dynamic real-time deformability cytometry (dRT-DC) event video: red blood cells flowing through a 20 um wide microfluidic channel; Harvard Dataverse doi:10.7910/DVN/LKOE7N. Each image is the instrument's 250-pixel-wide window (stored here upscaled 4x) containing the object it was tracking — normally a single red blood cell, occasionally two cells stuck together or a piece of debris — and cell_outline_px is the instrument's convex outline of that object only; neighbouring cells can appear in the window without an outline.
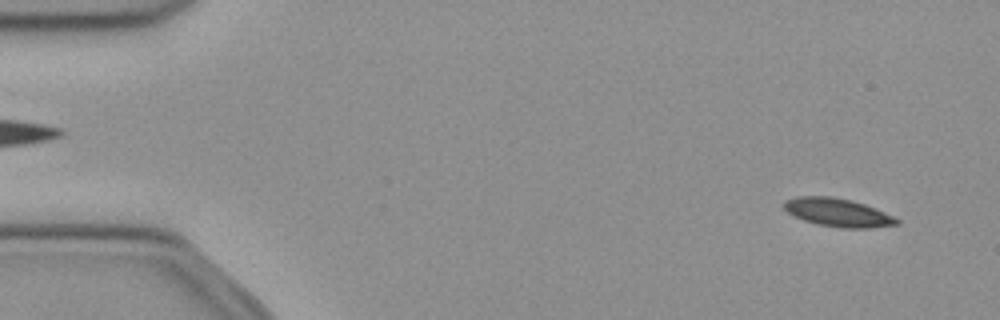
{"species": "common noctule bat (a hibernating species)", "species_latin": "Nyctalus noctula", "temperature_condition": "cold", "stored_images_in_passage": 52, "camera_frame_rate_fps": 3000, "um_per_image_px": 0.085, "animal": {"sex": "female", "body_mass_g": 21.9}, "frame": {"image": 1, "passage_image": 3, "time_ms": 0.667, "image_size_px": [1000, 320], "cell_outline_px": [[900, 224], [872, 228], [840, 228], [820, 224], [804, 220], [788, 212], [784, 208], [784, 200], [796, 196], [832, 196], [864, 204], [884, 212], [900, 220]], "centroid_in_image_um": [71.22, 18.06], "position_along_channel_um": 13.8, "area_um2": 18.38}}
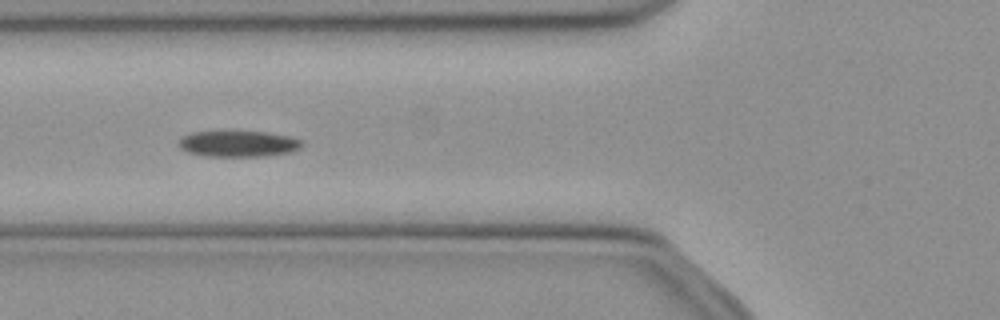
{"frame": {"image": 2, "passage_image": 19, "time_ms": 6.0, "image_size_px": [1000, 320], "cell_outline_px": [[304, 144], [300, 148], [292, 152], [264, 156], [204, 156], [188, 152], [180, 148], [176, 144], [176, 140], [180, 136], [192, 132], [268, 132], [292, 136], [304, 140]], "centroid_in_image_um": [20.26, 12.22], "position_along_channel_um": 105.5, "area_um2": 19.07}}
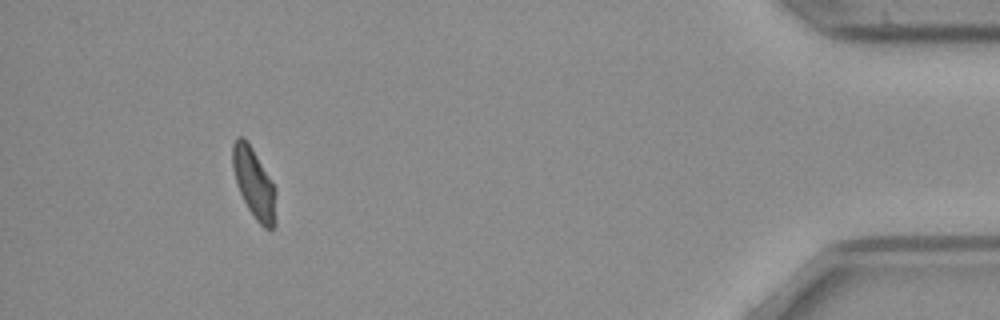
{"frame": {"image": 3, "passage_image": 48, "time_ms": 15.667, "image_size_px": [1000, 320], "cell_outline_px": [[276, 224], [272, 228], [264, 228], [256, 220], [248, 208], [236, 184], [232, 168], [232, 144], [236, 136], [244, 136], [248, 140], [276, 188]], "centroid_in_image_um": [21.59, 15.54], "position_along_channel_um": 413.6, "area_um2": 18.03}, "authors_computed_cell_mechanics": {"area_um2": 18.5538, "velocity_mm_per_s": 3.8845, "shape_relaxation_time_tau1_ms": 10.7524, "shape_relaxation_time_tau2_ms": 2.6414, "deformation_change_tau1": 0.1931, "deformation_change_tau2": 0.0758}}